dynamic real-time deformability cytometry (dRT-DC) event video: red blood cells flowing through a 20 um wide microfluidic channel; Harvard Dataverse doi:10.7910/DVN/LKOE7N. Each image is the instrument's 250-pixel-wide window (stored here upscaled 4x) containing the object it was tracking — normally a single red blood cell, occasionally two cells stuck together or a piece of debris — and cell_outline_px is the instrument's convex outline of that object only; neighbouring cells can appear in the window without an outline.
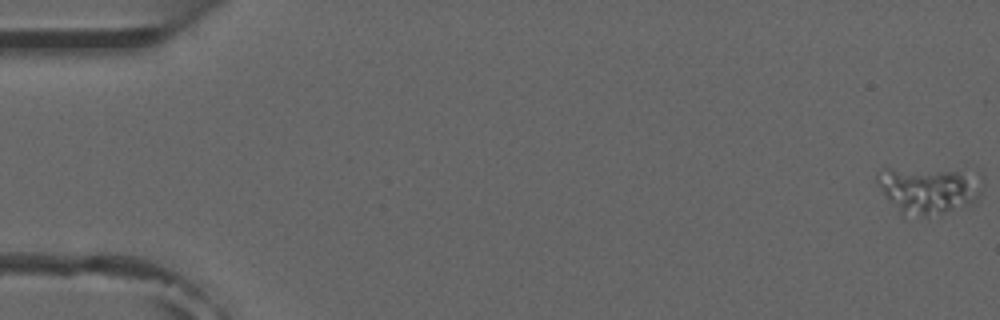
{"species": "common noctule bat (a hibernating species)", "species_latin": "Nyctalus noctula", "temperature_condition": "room temperature", "stored_images_in_passage": 7, "camera_frame_rate_fps": 3000, "um_per_image_px": 0.085, "animal": {"sex": "male", "forearm_length_mm": 52.5}, "frame": {"image": 1, "passage_image": 1, "time_ms": 0.0, "image_size_px": [1000, 320], "cell_outline_px": [[984, 180], [976, 204], [940, 216], [904, 220], [900, 216], [884, 196], [876, 184], [876, 172], [884, 168], [888, 168], [960, 172], [984, 176]], "centroid_in_image_um": [78.9, 16.26], "position_along_channel_um": 6.1, "area_um2": 30.23}}
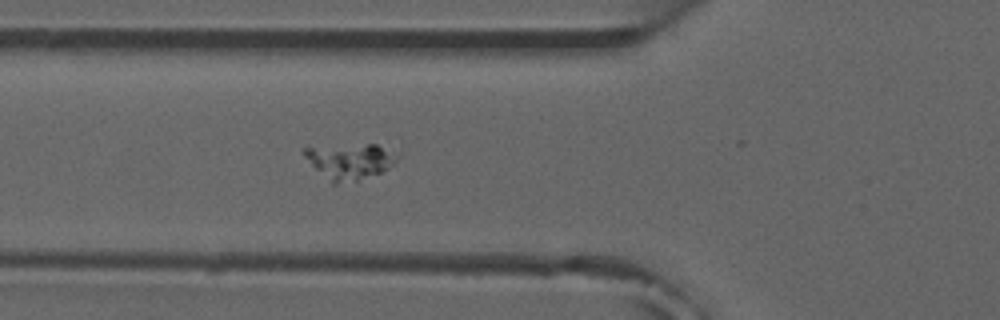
{"frame": {"image": 2, "passage_image": 6, "time_ms": 6.333, "image_size_px": [1000, 320], "cell_outline_px": [[400, 156], [388, 168], [380, 172], [356, 180], [336, 184], [332, 184], [304, 156], [304, 144], [376, 144], [400, 152]], "centroid_in_image_um": [29.71, 13.63], "position_along_channel_um": 96.1, "area_um2": 19.83}}